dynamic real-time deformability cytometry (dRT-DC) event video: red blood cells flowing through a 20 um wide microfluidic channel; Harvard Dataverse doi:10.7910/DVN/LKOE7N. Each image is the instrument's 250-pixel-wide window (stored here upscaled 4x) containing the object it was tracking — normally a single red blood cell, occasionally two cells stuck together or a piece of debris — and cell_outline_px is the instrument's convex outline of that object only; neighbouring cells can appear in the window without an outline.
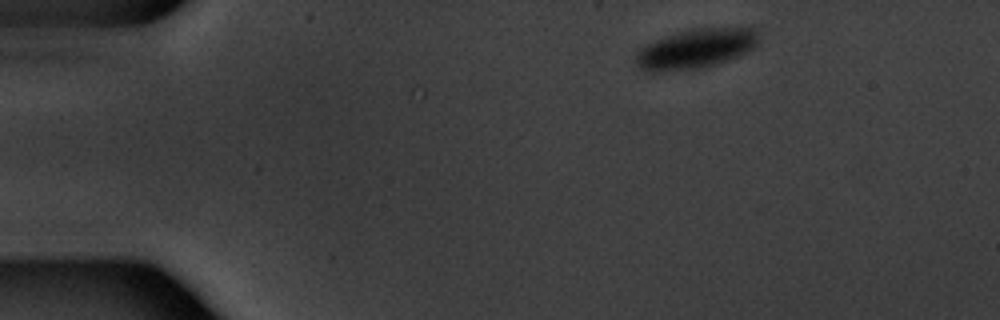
{"species": "common noctule bat (a hibernating species)", "species_latin": "Nyctalus noctula", "temperature_condition": "warm", "stored_images_in_passage": 26, "camera_frame_rate_fps": 3000, "um_per_image_px": 0.085, "animal": {"sex": "male", "body_mass_g": 20.1, "forearm_length_mm": 53.5}, "frame": {"image": 1, "passage_image": 1, "time_ms": 0.0, "image_size_px": [1000, 320], "cell_outline_px": [[760, 44], [756, 48], [740, 56], [708, 68], [660, 72], [644, 72], [636, 64], [636, 56], [640, 48], [664, 36], [692, 28], [756, 28]], "centroid_in_image_um": [59.19, 4.16], "position_along_channel_um": 25.8, "area_um2": 28.96}}
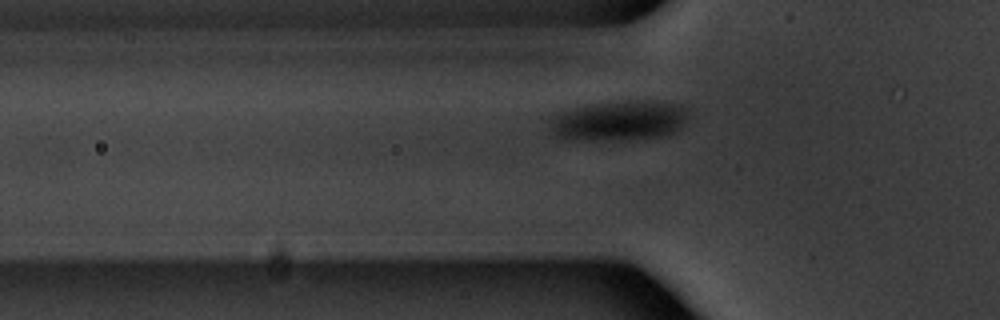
{"frame": {"image": 2, "passage_image": 11, "time_ms": 3.333, "image_size_px": [1000, 320], "cell_outline_px": [[688, 120], [676, 132], [660, 136], [624, 140], [564, 140], [556, 136], [552, 128], [556, 120], [560, 116], [576, 108], [604, 104], [680, 104], [688, 108]], "centroid_in_image_um": [52.75, 10.35], "position_along_channel_um": 73.1, "area_um2": 30.17}}
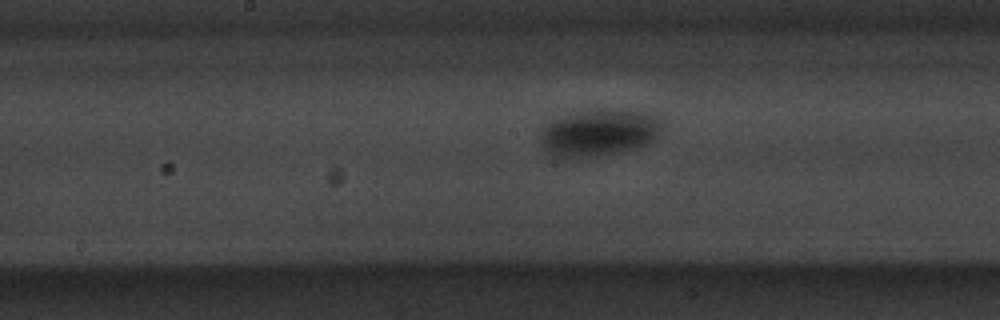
{"frame": {"image": 3, "passage_image": 21, "time_ms": 6.667, "image_size_px": [1000, 320], "cell_outline_px": [[652, 136], [644, 144], [616, 152], [572, 156], [552, 156], [544, 148], [544, 132], [556, 120], [568, 116], [588, 112], [632, 112], [648, 116], [652, 120]], "centroid_in_image_um": [50.75, 11.34], "position_along_channel_um": 197.4, "area_um2": 28.5}}